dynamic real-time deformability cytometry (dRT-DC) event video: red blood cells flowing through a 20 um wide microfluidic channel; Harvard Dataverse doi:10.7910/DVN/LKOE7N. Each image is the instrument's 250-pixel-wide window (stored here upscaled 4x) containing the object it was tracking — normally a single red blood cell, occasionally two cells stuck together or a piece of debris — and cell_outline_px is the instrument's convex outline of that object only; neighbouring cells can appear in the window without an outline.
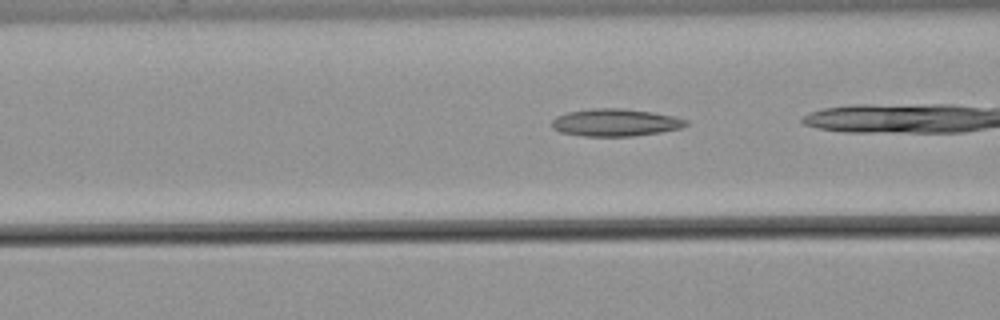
{"species": "common noctule bat (a hibernating species)", "species_latin": "Nyctalus noctula", "temperature_condition": "warm", "stored_images_in_passage": 25, "camera_frame_rate_fps": 3000, "um_per_image_px": 0.085, "animal": {"sex": "male", "body_mass_g": 21.5, "forearm_length_mm": 52.0}, "frame": {"image": 1, "passage_image": 4, "time_ms": 1.0, "image_size_px": [1000, 320], "cell_outline_px": [[688, 124], [680, 128], [660, 132], [632, 136], [584, 136], [560, 132], [552, 128], [552, 120], [556, 116], [568, 112], [592, 108], [620, 108], [652, 112], [676, 116], [688, 120]], "centroid_in_image_um": [52.3, 10.41], "position_along_channel_um": 114.3, "area_um2": 21.44}}
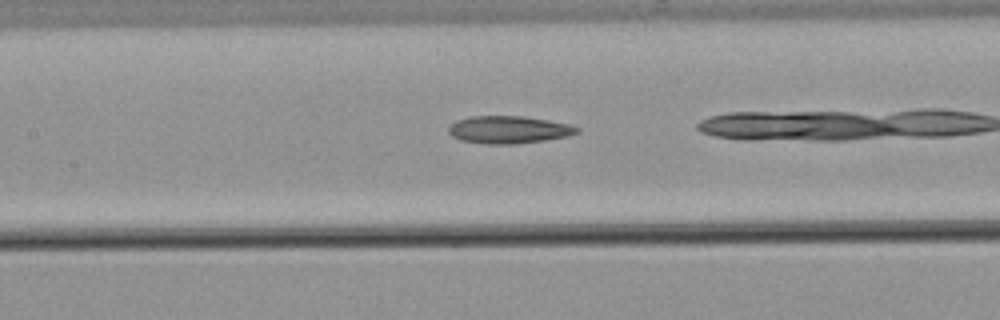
{"frame": {"image": 2, "passage_image": 8, "time_ms": 2.333, "image_size_px": [1000, 320], "cell_outline_px": [[580, 132], [568, 136], [544, 140], [516, 144], [488, 144], [460, 140], [452, 136], [448, 132], [448, 128], [456, 120], [468, 116], [524, 116], [548, 120], [568, 124], [580, 128]], "centroid_in_image_um": [43.23, 11.02], "position_along_channel_um": 164.2, "area_um2": 20.63}}